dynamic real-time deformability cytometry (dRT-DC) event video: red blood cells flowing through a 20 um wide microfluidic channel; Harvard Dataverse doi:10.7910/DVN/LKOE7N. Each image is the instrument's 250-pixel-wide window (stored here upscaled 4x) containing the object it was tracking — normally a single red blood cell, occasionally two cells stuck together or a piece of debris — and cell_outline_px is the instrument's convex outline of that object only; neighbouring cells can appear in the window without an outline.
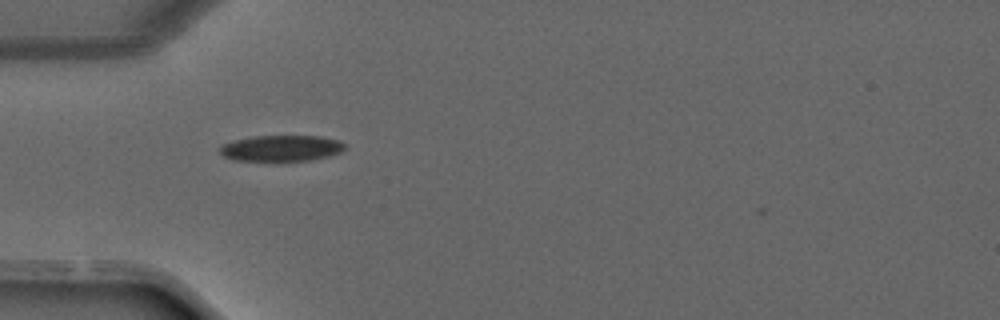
{"species": "common noctule bat (a hibernating species)", "species_latin": "Nyctalus noctula", "temperature_condition": "warm", "stored_images_in_passage": 17, "camera_frame_rate_fps": 3000, "um_per_image_px": 0.085, "animal": {"sex": "male", "forearm_length_mm": 52.5}, "frame": {"image": 1, "passage_image": 1, "time_ms": 0.0, "image_size_px": [1000, 320], "cell_outline_px": [[344, 148], [340, 152], [328, 156], [312, 160], [272, 164], [236, 160], [224, 156], [220, 152], [220, 148], [224, 144], [236, 140], [252, 136], [320, 136], [340, 140], [344, 144]], "centroid_in_image_um": [23.91, 12.65], "position_along_channel_um": 61.1, "area_um2": 19.71}}
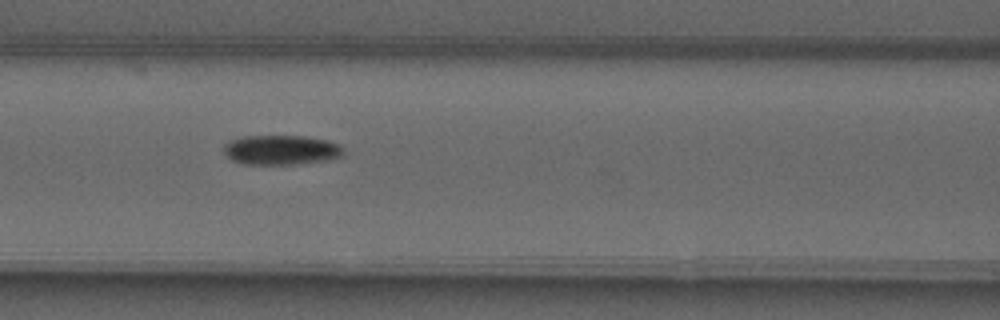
{"frame": {"image": 2, "passage_image": 6, "time_ms": 1.667, "image_size_px": [1000, 320], "cell_outline_px": [[344, 156], [328, 160], [296, 164], [244, 164], [232, 160], [224, 152], [224, 144], [232, 140], [244, 136], [304, 136], [328, 140], [340, 144], [344, 148]], "centroid_in_image_um": [23.95, 12.74], "position_along_channel_um": 142.6, "area_um2": 20.81}}
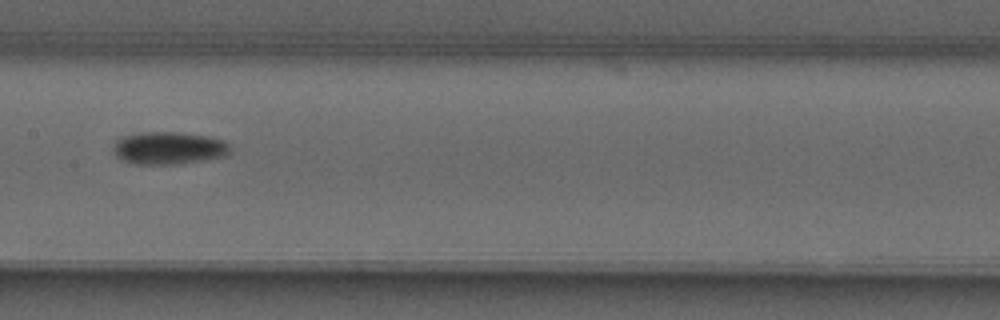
{"frame": {"image": 3, "passage_image": 9, "time_ms": 2.667, "image_size_px": [1000, 320], "cell_outline_px": [[228, 152], [224, 156], [200, 160], [172, 164], [132, 164], [116, 156], [112, 148], [116, 140], [128, 136], [144, 132], [176, 132], [204, 136], [220, 140], [228, 144]], "centroid_in_image_um": [14.27, 12.59], "position_along_channel_um": 193.1, "area_um2": 21.5}}